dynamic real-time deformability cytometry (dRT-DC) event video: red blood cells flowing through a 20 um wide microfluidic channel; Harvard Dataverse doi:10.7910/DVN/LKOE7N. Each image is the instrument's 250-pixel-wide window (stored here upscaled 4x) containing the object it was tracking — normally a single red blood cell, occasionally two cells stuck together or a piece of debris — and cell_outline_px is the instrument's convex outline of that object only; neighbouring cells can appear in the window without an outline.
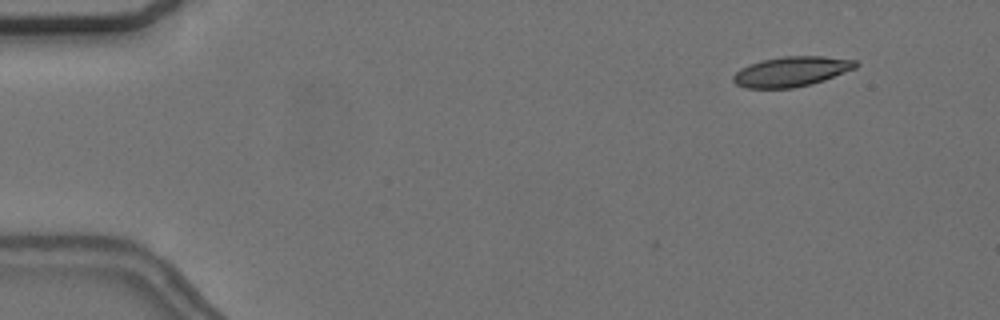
{"species": "common noctule bat (a hibernating species)", "species_latin": "Nyctalus noctula", "temperature_condition": "cold", "stored_images_in_passage": 9, "camera_frame_rate_fps": 3000, "um_per_image_px": 0.085, "animal": {"sex": "female", "body_mass_g": 24.6, "forearm_length_mm": 56.2}, "frame": {"image": 1, "passage_image": 6, "time_ms": 1.667, "image_size_px": [1000, 320], "cell_outline_px": [[860, 64], [856, 68], [824, 80], [812, 84], [792, 88], [744, 88], [736, 84], [732, 80], [732, 76], [740, 68], [748, 64], [764, 60], [784, 56], [824, 56], [856, 60]], "centroid_in_image_um": [67.27, 6.08], "position_along_channel_um": 17.7, "area_um2": 21.5}}